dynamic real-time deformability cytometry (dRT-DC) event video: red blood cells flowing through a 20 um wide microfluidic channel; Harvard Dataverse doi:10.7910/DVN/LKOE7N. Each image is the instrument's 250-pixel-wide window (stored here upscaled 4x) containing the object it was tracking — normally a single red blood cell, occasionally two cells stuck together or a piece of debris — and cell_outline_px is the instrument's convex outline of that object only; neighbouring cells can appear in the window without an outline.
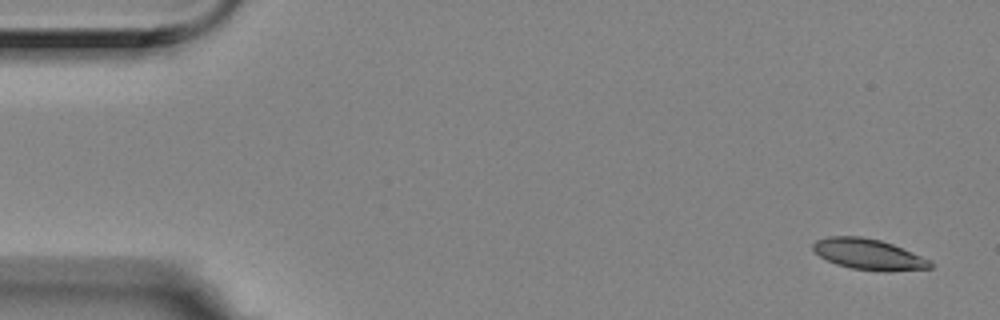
{"species": "Egyptian fruit bat (a non-hibernating species)", "species_latin": "Rousettus aegyptiacus", "temperature_condition": "room temperature", "stored_images_in_passage": 7, "camera_frame_rate_fps": 3000, "um_per_image_px": 0.085, "animal": {"sex": "female"}, "frame": {"image": 1, "passage_image": 1, "time_ms": 0.0, "image_size_px": [1000, 320], "cell_outline_px": [[932, 268], [884, 272], [852, 268], [836, 264], [820, 256], [812, 248], [812, 244], [816, 240], [828, 236], [860, 236], [880, 240], [892, 244], [932, 260]], "centroid_in_image_um": [73.84, 21.61], "position_along_channel_um": 11.2, "area_um2": 21.04}}
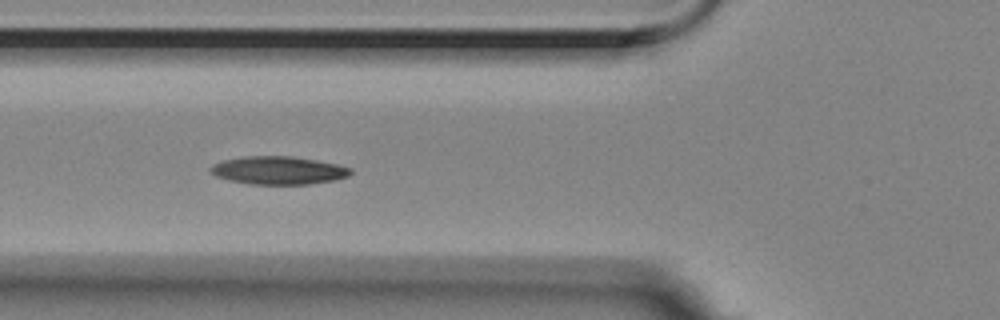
{"frame": {"image": 2, "passage_image": 6, "time_ms": 1.667, "image_size_px": [1000, 320], "cell_outline_px": [[352, 172], [348, 176], [332, 180], [308, 184], [248, 184], [228, 180], [216, 176], [208, 172], [208, 168], [212, 164], [224, 160], [244, 156], [292, 156], [316, 160], [336, 164], [352, 168]], "centroid_in_image_um": [23.6, 14.48], "position_along_channel_um": 102.2, "area_um2": 22.95}}
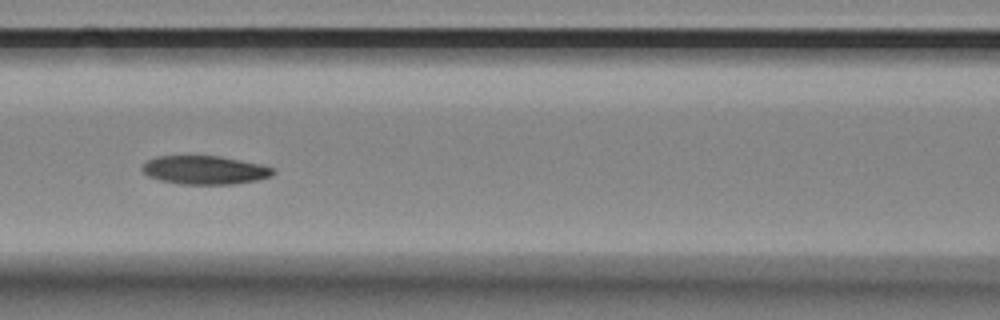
{"frame": {"image": 3, "passage_image": 7, "time_ms": 2.0, "image_size_px": [1000, 320], "cell_outline_px": [[276, 172], [272, 176], [256, 180], [232, 184], [180, 184], [160, 180], [148, 176], [140, 168], [148, 160], [156, 156], [220, 156], [260, 164], [272, 168]], "centroid_in_image_um": [17.39, 14.45], "position_along_channel_um": 149.2, "area_um2": 21.68}}